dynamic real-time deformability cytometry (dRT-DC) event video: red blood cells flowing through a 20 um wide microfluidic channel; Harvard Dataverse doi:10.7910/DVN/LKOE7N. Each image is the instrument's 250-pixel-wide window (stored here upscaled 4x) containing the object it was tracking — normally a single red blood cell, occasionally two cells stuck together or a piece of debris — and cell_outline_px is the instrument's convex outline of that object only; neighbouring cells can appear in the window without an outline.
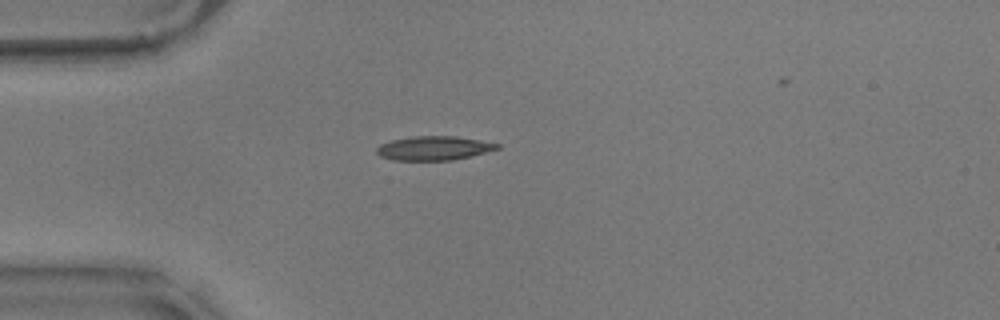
{"species": "common noctule bat (a hibernating species)", "species_latin": "Nyctalus noctula", "temperature_condition": "warm", "stored_images_in_passage": 38, "camera_frame_rate_fps": 3000, "um_per_image_px": 0.085, "animal": {"sex": "male", "body_mass_g": 17.9}, "frame": {"image": 1, "passage_image": 1, "time_ms": 0.0, "image_size_px": [1000, 320], "cell_outline_px": [[500, 148], [452, 160], [392, 160], [380, 156], [376, 152], [376, 148], [380, 144], [392, 140], [412, 136], [456, 136], [480, 140], [500, 144]], "centroid_in_image_um": [36.84, 12.59], "position_along_channel_um": 48.2, "area_um2": 16.76}}
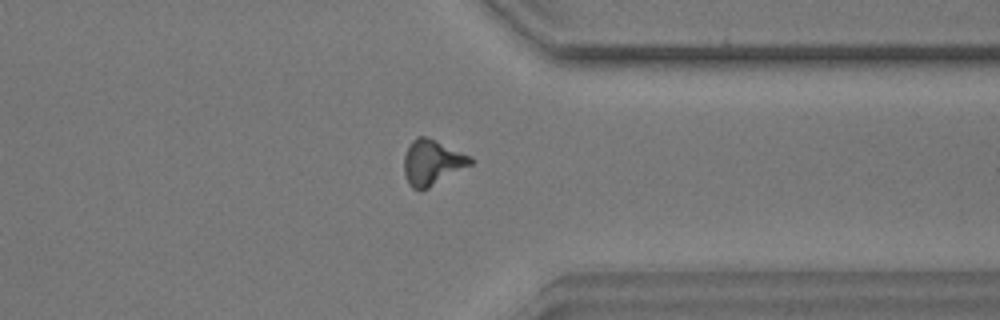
{"frame": {"image": 2, "passage_image": 30, "time_ms": 9.667, "image_size_px": [1000, 320], "cell_outline_px": [[472, 164], [428, 188], [420, 192], [412, 188], [408, 184], [404, 172], [404, 156], [412, 140], [416, 136], [424, 136], [436, 140], [472, 156]], "centroid_in_image_um": [36.72, 13.81], "position_along_channel_um": 374.7, "area_um2": 17.57}}
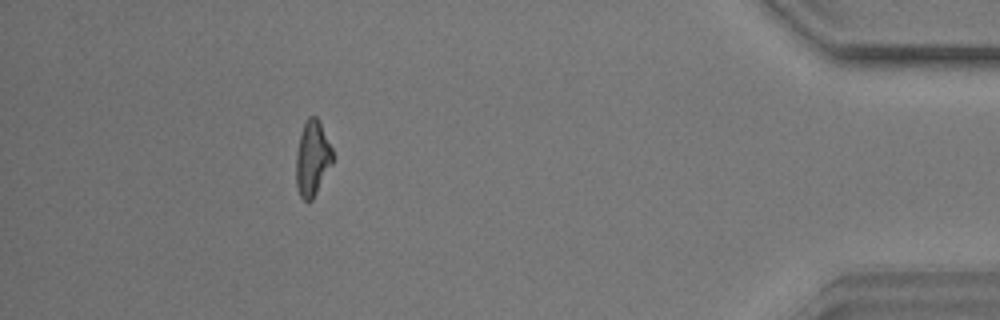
{"frame": {"image": 3, "passage_image": 37, "time_ms": 12.0, "image_size_px": [1000, 320], "cell_outline_px": [[332, 164], [312, 200], [308, 204], [300, 196], [296, 184], [296, 152], [300, 136], [304, 124], [308, 116], [316, 116], [332, 148]], "centroid_in_image_um": [26.53, 13.5], "position_along_channel_um": 408.7, "area_um2": 15.84}}